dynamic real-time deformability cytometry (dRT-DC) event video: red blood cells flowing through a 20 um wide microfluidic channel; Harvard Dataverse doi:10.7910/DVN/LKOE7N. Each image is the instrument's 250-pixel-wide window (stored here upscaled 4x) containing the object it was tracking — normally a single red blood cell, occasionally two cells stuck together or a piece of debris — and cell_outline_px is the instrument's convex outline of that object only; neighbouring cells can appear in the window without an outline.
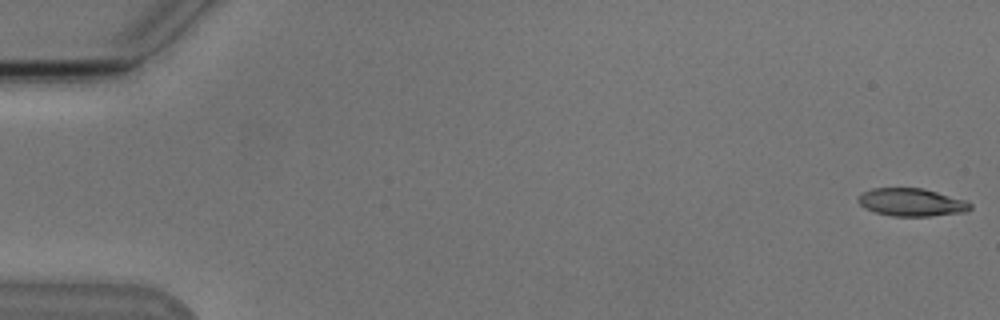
{"species": "Egyptian fruit bat (a non-hibernating species)", "species_latin": "Rousettus aegyptiacus", "temperature_condition": "cold", "stored_images_in_passage": 20, "camera_frame_rate_fps": 3000, "um_per_image_px": 0.085, "animal": {"sex": "male"}, "frame": {"image": 1, "passage_image": 1, "time_ms": 0.0, "image_size_px": [1000, 320], "cell_outline_px": [[972, 208], [968, 212], [932, 216], [892, 216], [876, 212], [864, 208], [856, 200], [860, 192], [872, 188], [924, 188], [968, 200], [972, 204]], "centroid_in_image_um": [77.51, 17.19], "position_along_channel_um": 7.5, "area_um2": 18.61}}
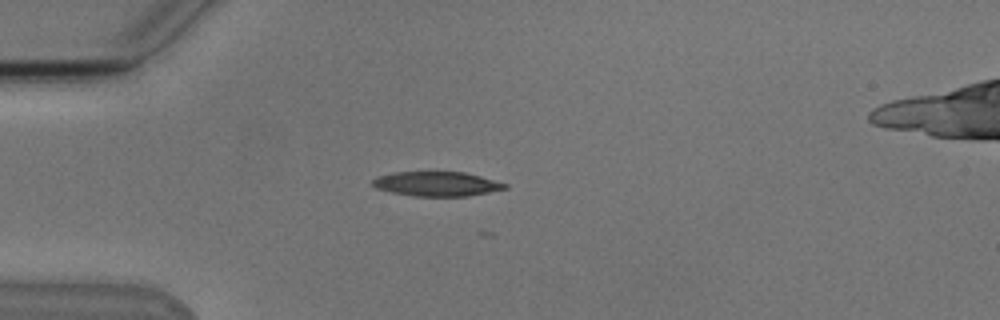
{"frame": {"image": 2, "passage_image": 15, "time_ms": 4.667, "image_size_px": [1000, 320], "cell_outline_px": [[508, 188], [468, 196], [412, 196], [392, 192], [376, 188], [372, 184], [372, 180], [376, 176], [392, 172], [464, 172], [480, 176], [508, 184]], "centroid_in_image_um": [37.1, 15.63], "position_along_channel_um": 47.9, "area_um2": 18.9}}